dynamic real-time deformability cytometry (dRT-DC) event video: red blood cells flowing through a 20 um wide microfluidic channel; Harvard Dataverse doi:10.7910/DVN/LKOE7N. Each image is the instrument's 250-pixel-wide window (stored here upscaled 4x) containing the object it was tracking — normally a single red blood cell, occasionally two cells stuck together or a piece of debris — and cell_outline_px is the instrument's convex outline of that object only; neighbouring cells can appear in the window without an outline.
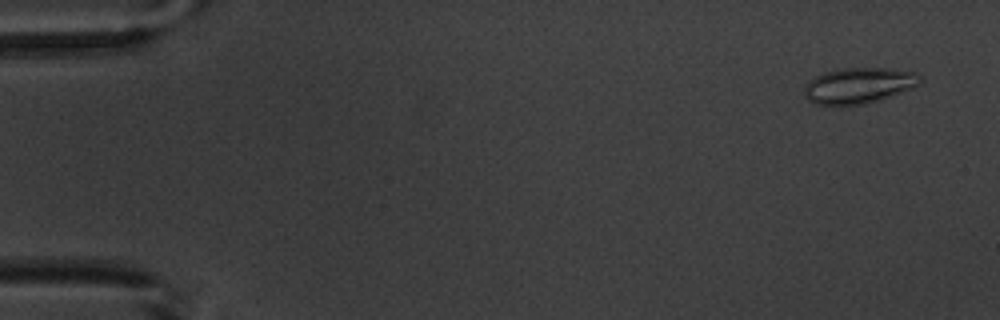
{"species": "common noctule bat (a hibernating species)", "species_latin": "Nyctalus noctula", "temperature_condition": "warm", "stored_images_in_passage": 4, "camera_frame_rate_fps": 3000, "um_per_image_px": 0.085, "animal": {"sex": "male", "body_mass_g": 20.1, "forearm_length_mm": 53.5}, "frame": {"image": 1, "passage_image": 1, "time_ms": 0.0, "image_size_px": [1000, 320], "cell_outline_px": [[924, 80], [920, 84], [912, 88], [880, 100], [860, 104], [816, 104], [808, 100], [804, 96], [804, 88], [816, 76], [828, 72], [844, 68], [884, 68], [916, 72]], "centroid_in_image_um": [73.05, 7.26], "position_along_channel_um": 11.9, "area_um2": 23.76}}
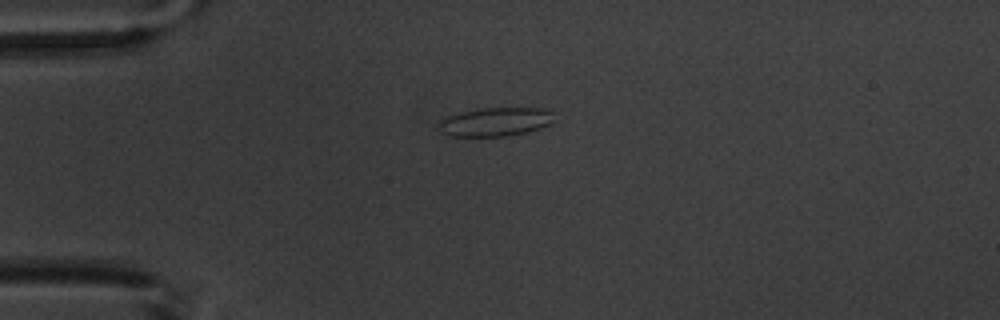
{"frame": {"image": 2, "passage_image": 4, "time_ms": 3.667, "image_size_px": [1000, 320], "cell_outline_px": [[552, 124], [540, 128], [508, 136], [448, 136], [440, 132], [436, 128], [440, 120], [448, 116], [460, 112], [484, 108], [540, 108], [552, 112]], "centroid_in_image_um": [42.05, 10.36], "position_along_channel_um": 43.0, "area_um2": 19.31}}